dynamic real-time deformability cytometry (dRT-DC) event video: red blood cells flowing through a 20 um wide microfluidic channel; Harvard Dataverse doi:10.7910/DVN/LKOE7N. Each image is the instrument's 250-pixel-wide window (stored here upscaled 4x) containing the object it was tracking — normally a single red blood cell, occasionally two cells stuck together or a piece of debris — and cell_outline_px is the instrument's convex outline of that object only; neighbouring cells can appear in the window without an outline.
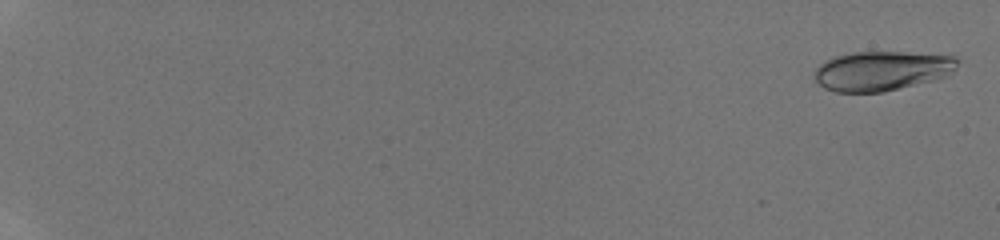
{"species": "human", "species_latin": "Homo sapiens", "temperature_condition": "room temperature", "stored_images_in_passage": 53, "camera_frame_rate_fps": 3000, "um_per_image_px": 0.085, "donor": {"sex": "male"}, "frame": {"image": 1, "passage_image": 2, "time_ms": 0.333, "image_size_px": [1000, 240], "cell_outline_px": [[960, 60], [956, 68], [952, 72], [944, 76], [932, 80], [884, 92], [836, 92], [824, 88], [816, 80], [816, 68], [824, 60], [832, 56], [852, 52], [904, 52], [952, 56]], "centroid_in_image_um": [74.93, 6.01], "position_along_channel_um": 10.1, "area_um2": 32.83}}
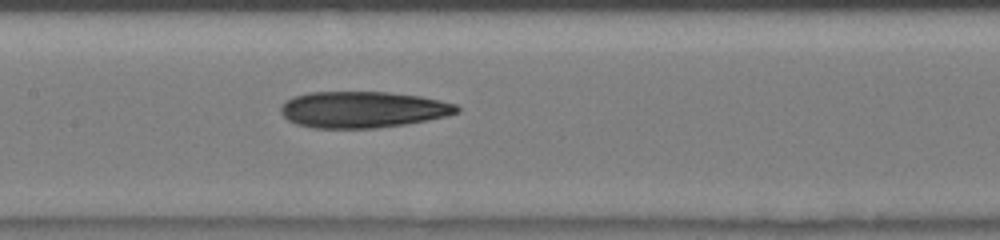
{"frame": {"image": 2, "passage_image": 31, "time_ms": 10.0, "image_size_px": [1000, 240], "cell_outline_px": [[460, 112], [448, 116], [404, 124], [376, 128], [316, 128], [296, 124], [288, 120], [280, 112], [280, 108], [292, 96], [308, 92], [388, 92], [420, 96], [440, 100], [456, 104], [460, 108]], "centroid_in_image_um": [30.85, 9.31], "position_along_channel_um": 176.6, "area_um2": 37.34}}
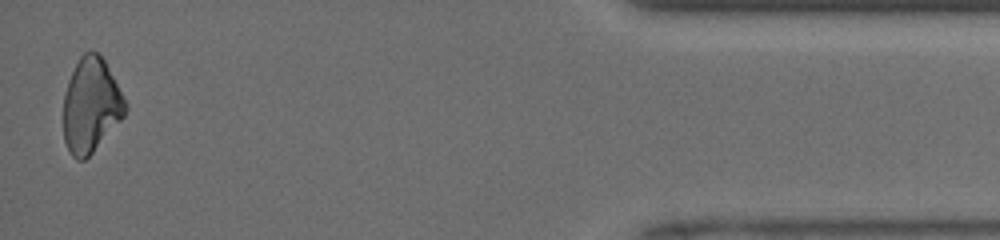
{"frame": {"image": 3, "passage_image": 53, "time_ms": 17.333, "image_size_px": [1000, 240], "cell_outline_px": [[128, 108], [124, 116], [92, 152], [84, 160], [76, 160], [72, 156], [64, 140], [64, 96], [68, 80], [80, 56], [84, 52], [96, 52], [104, 60], [128, 104]], "centroid_in_image_um": [7.73, 8.96], "position_along_channel_um": 427.5, "area_um2": 33.64}, "authors_computed_cell_mechanics": {"area_um2": 35.6626, "velocity_mm_per_s": 4.218, "shape_relaxation_time_tau1_ms": null, "shape_relaxation_time_tau2_ms": 6.4007, "deformation_change_tau1": null, "deformation_change_tau2": 0.1826}}